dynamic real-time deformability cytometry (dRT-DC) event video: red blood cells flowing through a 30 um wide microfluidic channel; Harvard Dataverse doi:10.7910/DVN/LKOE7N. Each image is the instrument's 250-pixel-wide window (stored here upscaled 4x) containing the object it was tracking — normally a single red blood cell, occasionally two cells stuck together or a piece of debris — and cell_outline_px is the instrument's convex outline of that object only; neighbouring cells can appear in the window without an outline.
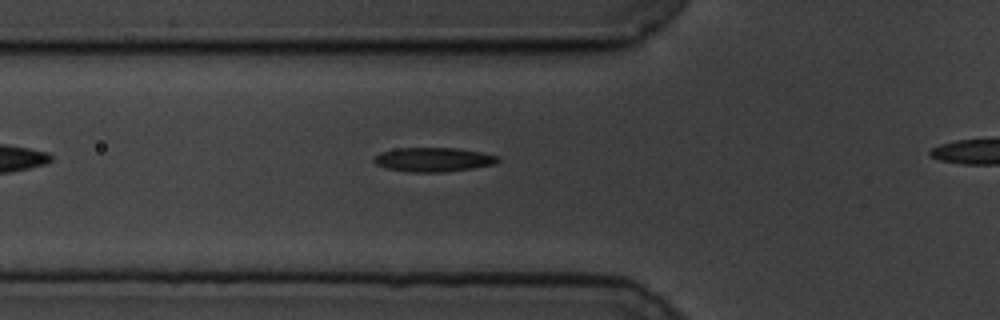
{"species": "common noctule bat (a hibernating species)", "species_latin": "Nyctalus noctula", "temperature_condition": "cold", "stored_images_in_passage": 32, "camera_frame_rate_fps": 3000, "um_per_image_px": 0.085, "animal": {"sex": "male", "body_mass_g": 19.5, "forearm_length_mm": 54.6}, "frame": {"image": 1, "passage_image": 2, "time_ms": 0.333, "image_size_px": [1000, 320], "cell_outline_px": [[500, 160], [496, 164], [472, 168], [440, 172], [408, 172], [384, 168], [376, 164], [372, 160], [380, 152], [396, 148], [456, 148], [480, 152], [500, 156]], "centroid_in_image_um": [36.82, 13.56], "position_along_channel_um": 89.0, "area_um2": 17.51}}
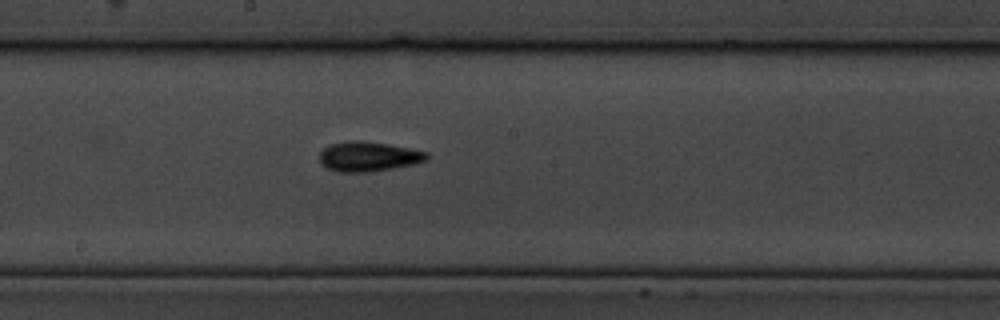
{"frame": {"image": 2, "passage_image": 13, "time_ms": 4.0, "image_size_px": [1000, 320], "cell_outline_px": [[428, 160], [412, 164], [372, 172], [336, 172], [320, 164], [320, 152], [324, 148], [332, 144], [348, 140], [360, 140], [388, 144], [428, 152]], "centroid_in_image_um": [31.3, 13.3], "position_along_channel_um": 216.9, "area_um2": 18.61}}
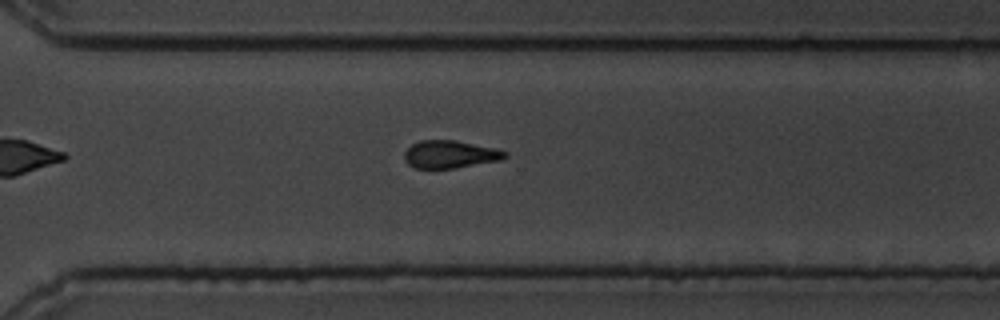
{"frame": {"image": 3, "passage_image": 23, "time_ms": 7.333, "image_size_px": [1000, 320], "cell_outline_px": [[508, 156], [500, 160], [456, 168], [416, 168], [408, 164], [404, 160], [404, 152], [412, 144], [420, 140], [456, 140], [496, 148], [508, 152]], "centroid_in_image_um": [38.26, 13.11], "position_along_channel_um": 332.3, "area_um2": 16.3}}